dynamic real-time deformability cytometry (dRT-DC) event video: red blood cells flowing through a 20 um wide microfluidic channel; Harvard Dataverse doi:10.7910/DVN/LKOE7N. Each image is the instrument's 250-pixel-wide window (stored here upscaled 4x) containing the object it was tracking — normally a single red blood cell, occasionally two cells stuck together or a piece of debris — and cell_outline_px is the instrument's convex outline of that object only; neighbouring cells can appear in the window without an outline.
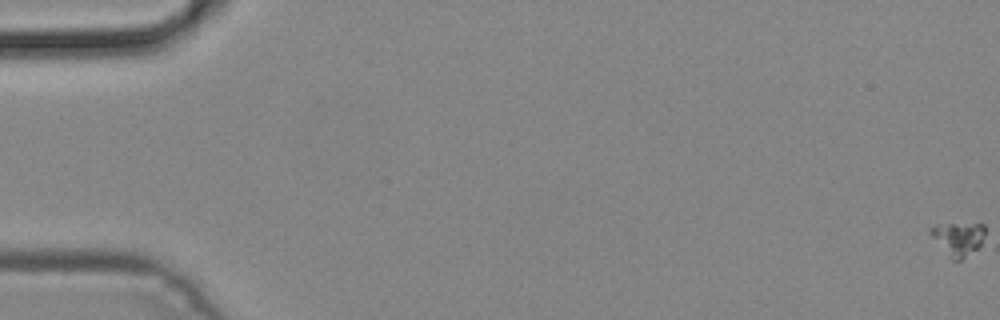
{"species": "common noctule bat (a hibernating species)", "species_latin": "Nyctalus noctula", "temperature_condition": "cold", "stored_images_in_passage": 5, "camera_frame_rate_fps": 3000, "um_per_image_px": 0.085, "animal": {"sex": "male", "body_mass_g": 19.2, "forearm_length_mm": 51.8}, "frame": {"image": 1, "passage_image": 1, "time_ms": 0.0, "image_size_px": [1000, 320], "cell_outline_px": [[984, 236], [980, 244], [976, 248], [960, 260], [952, 260], [928, 232], [928, 228], [936, 224], [984, 224]], "centroid_in_image_um": [81.4, 20.26], "position_along_channel_um": 3.6, "area_um2": 10.35}}